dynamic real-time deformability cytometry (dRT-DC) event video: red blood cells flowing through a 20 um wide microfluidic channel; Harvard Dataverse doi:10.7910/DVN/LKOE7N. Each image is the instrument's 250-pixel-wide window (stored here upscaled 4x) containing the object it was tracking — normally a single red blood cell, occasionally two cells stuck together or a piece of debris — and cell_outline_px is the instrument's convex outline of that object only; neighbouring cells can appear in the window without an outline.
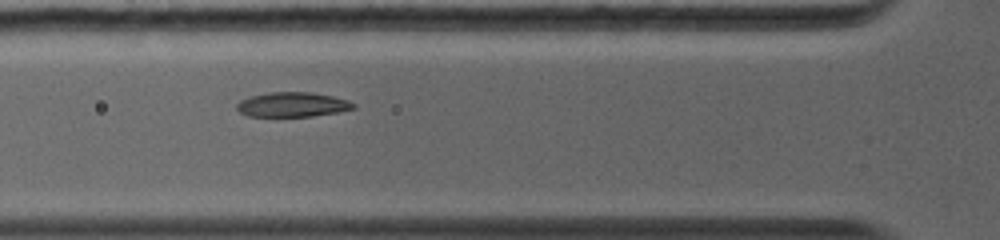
{"species": "common noctule bat (a hibernating species)", "species_latin": "Nyctalus noctula", "temperature_condition": "warm", "stored_images_in_passage": 9, "camera_frame_rate_fps": 5000, "um_per_image_px": 0.085, "animal": {"sex": "female", "body_mass_g": 19.0, "forearm_length_mm": 56.7}, "frame": {"image": 1, "passage_image": 6, "time_ms": 3.8, "image_size_px": [1000, 240], "cell_outline_px": [[356, 108], [336, 112], [312, 116], [248, 116], [240, 112], [236, 108], [236, 104], [240, 100], [252, 96], [268, 92], [312, 92], [332, 96], [348, 100], [356, 104]], "centroid_in_image_um": [24.86, 8.88], "position_along_channel_um": 100.9, "area_um2": 16.7}}
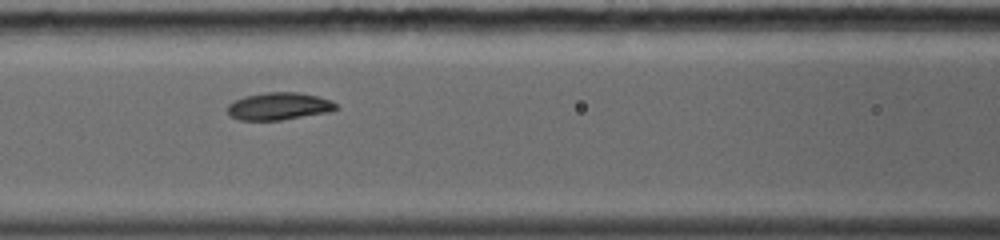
{"frame": {"image": 2, "passage_image": 8, "time_ms": 4.8, "image_size_px": [1000, 240], "cell_outline_px": [[340, 108], [328, 112], [280, 120], [240, 120], [228, 116], [228, 104], [232, 100], [244, 96], [268, 92], [296, 92], [316, 96], [332, 100]], "centroid_in_image_um": [23.68, 9.03], "position_along_channel_um": 142.9, "area_um2": 17.4}}